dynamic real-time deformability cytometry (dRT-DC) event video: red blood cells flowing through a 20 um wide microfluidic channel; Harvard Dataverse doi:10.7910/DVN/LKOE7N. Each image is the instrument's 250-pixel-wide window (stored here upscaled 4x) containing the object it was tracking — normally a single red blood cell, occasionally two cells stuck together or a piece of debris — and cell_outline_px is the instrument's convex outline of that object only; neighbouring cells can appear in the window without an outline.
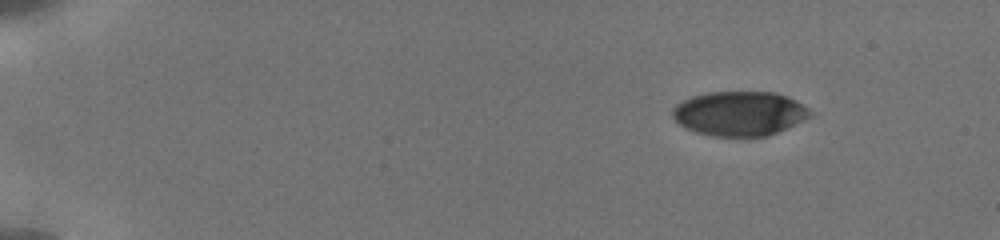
{"species": "human", "species_latin": "Homo sapiens", "temperature_condition": "cold", "stored_images_in_passage": 24, "camera_frame_rate_fps": 3000, "um_per_image_px": 0.085, "donor": {"sex": "male"}, "frame": {"image": 1, "passage_image": 1, "time_ms": 0.0, "image_size_px": [1000, 240], "cell_outline_px": [[812, 112], [808, 116], [768, 136], [740, 140], [712, 136], [692, 132], [684, 128], [672, 116], [672, 108], [676, 104], [692, 96], [708, 92], [776, 92], [788, 96], [796, 100], [808, 108]], "centroid_in_image_um": [62.79, 9.68], "position_along_channel_um": 22.2, "area_um2": 36.3}}
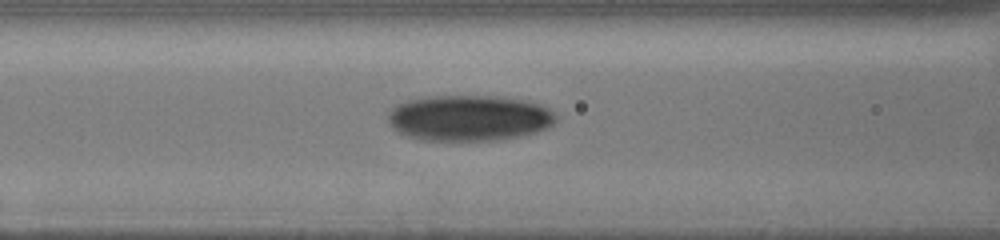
{"frame": {"image": 2, "passage_image": 17, "time_ms": 6.0, "image_size_px": [1000, 240], "cell_outline_px": [[556, 120], [548, 128], [536, 132], [520, 136], [496, 140], [420, 140], [404, 136], [396, 132], [392, 128], [388, 120], [388, 112], [396, 104], [408, 100], [428, 96], [492, 96], [528, 100], [540, 104], [556, 112]], "centroid_in_image_um": [39.85, 10.03], "position_along_channel_um": 126.7, "area_um2": 45.32}}
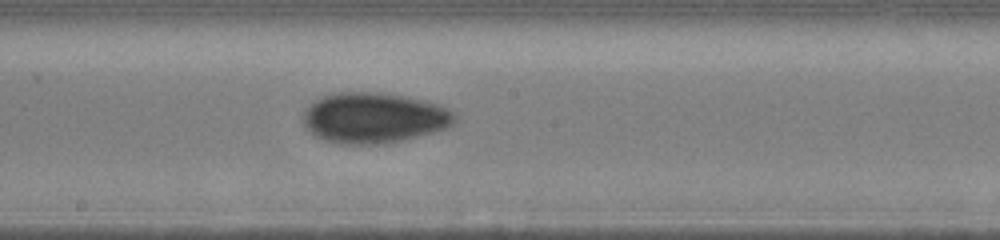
{"frame": {"image": 3, "passage_image": 24, "time_ms": 8.333, "image_size_px": [1000, 240], "cell_outline_px": [[456, 120], [448, 128], [404, 140], [380, 144], [340, 144], [324, 140], [316, 136], [300, 120], [304, 112], [320, 96], [336, 92], [376, 92], [404, 96], [424, 100], [448, 108], [456, 116]], "centroid_in_image_um": [31.78, 10.02], "position_along_channel_um": 216.4, "area_um2": 44.68}}